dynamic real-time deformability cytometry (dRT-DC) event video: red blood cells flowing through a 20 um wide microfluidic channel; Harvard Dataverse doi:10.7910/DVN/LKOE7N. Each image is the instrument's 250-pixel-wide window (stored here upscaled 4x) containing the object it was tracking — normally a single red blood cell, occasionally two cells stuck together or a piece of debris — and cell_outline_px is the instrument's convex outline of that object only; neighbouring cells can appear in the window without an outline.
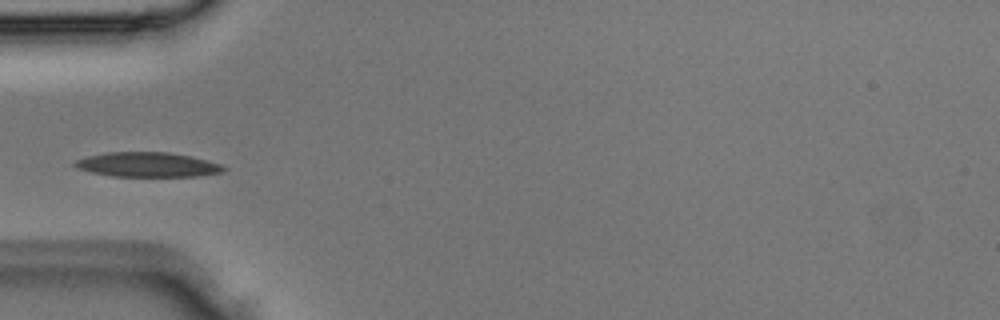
{"species": "Egyptian fruit bat (a non-hibernating species)", "species_latin": "Rousettus aegyptiacus", "temperature_condition": "room temperature", "stored_images_in_passage": 1, "camera_frame_rate_fps": 3000, "um_per_image_px": 0.085, "animal": {"sex": "male"}, "frame": {"image": 1, "passage_image": 1, "time_ms": 0.0, "image_size_px": [1000, 320], "cell_outline_px": [[228, 168], [224, 172], [200, 176], [112, 176], [92, 172], [76, 168], [72, 164], [76, 160], [88, 156], [108, 152], [168, 152], [192, 156], [208, 160], [220, 164]], "centroid_in_image_um": [12.58, 13.99], "position_along_channel_um": 72.4, "area_um2": 21.44}}